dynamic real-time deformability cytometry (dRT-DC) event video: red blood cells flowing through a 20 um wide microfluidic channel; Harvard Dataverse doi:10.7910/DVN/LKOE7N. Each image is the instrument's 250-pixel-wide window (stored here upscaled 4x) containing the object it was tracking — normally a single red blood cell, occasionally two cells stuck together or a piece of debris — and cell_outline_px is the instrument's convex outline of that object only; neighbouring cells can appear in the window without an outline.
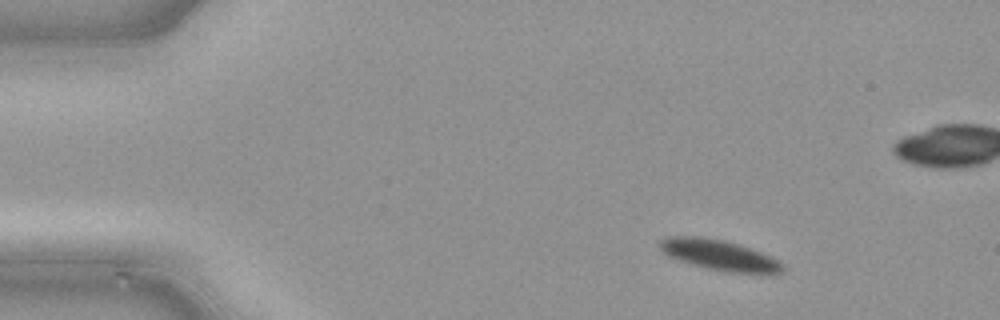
{"species": "common noctule bat (a hibernating species)", "species_latin": "Nyctalus noctula", "temperature_condition": "cold", "stored_images_in_passage": 44, "camera_frame_rate_fps": 3000, "um_per_image_px": 0.085, "animal": {"sex": "male", "body_mass_g": 21.5, "forearm_length_mm": 52.0}, "frame": {"image": 1, "passage_image": 1, "time_ms": 0.0, "image_size_px": [1000, 320], "cell_outline_px": [[784, 272], [724, 272], [692, 264], [668, 256], [660, 248], [660, 240], [668, 236], [696, 236], [724, 240], [740, 244], [760, 252], [776, 260], [784, 268]], "centroid_in_image_um": [61.07, 21.65], "position_along_channel_um": 23.9, "area_um2": 21.21}}